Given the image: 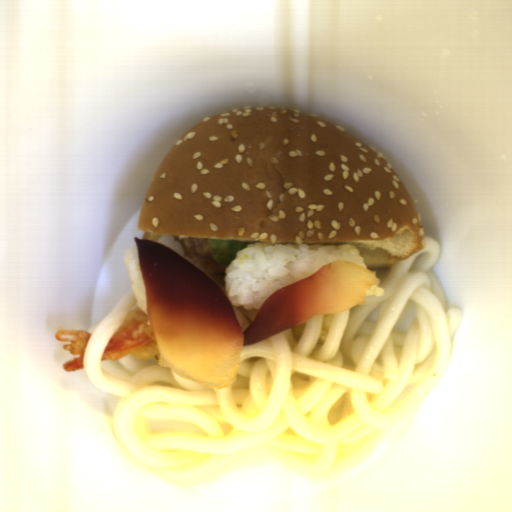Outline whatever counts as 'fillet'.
Returning <instances> with one entry per match:
<instances>
[{
  "mask_svg": "<svg viewBox=\"0 0 512 512\" xmlns=\"http://www.w3.org/2000/svg\"><path fill=\"white\" fill-rule=\"evenodd\" d=\"M135 243L147 317L162 358L183 378L216 390L237 381L243 346L366 305L376 284V272L359 264H324L267 297L243 331L222 288L199 268L163 243L136 237Z\"/></svg>",
  "mask_w": 512,
  "mask_h": 512,
  "instance_id": "fillet-1",
  "label": "fillet"
}]
</instances>
